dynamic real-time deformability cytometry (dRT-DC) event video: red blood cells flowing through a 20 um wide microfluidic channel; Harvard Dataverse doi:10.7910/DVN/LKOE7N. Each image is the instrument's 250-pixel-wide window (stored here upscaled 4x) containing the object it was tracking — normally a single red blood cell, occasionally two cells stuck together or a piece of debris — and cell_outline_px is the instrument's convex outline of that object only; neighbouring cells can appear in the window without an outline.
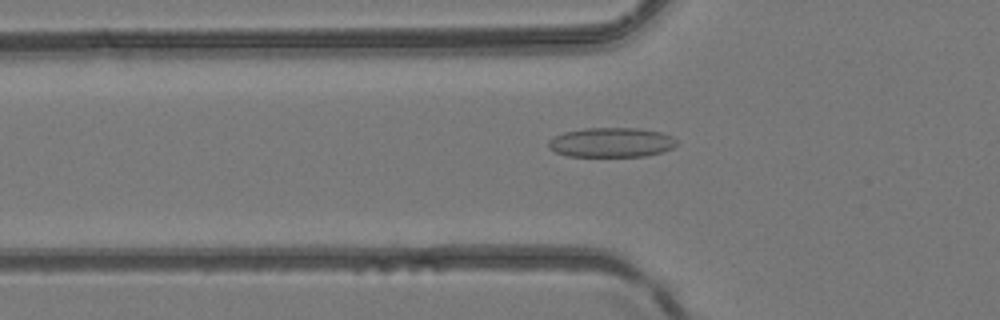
{"species": "common noctule bat (a hibernating species)", "species_latin": "Nyctalus noctula", "temperature_condition": "room temperature", "stored_images_in_passage": 48, "camera_frame_rate_fps": 3000, "um_per_image_px": 0.085, "animal": {"sex": "female", "body_mass_g": 24.6, "forearm_length_mm": 56.2}, "frame": {"image": 1, "passage_image": 17, "time_ms": 5.333, "image_size_px": [1000, 320], "cell_outline_px": [[676, 144], [672, 148], [664, 152], [644, 156], [568, 156], [556, 152], [548, 148], [548, 140], [564, 132], [584, 128], [636, 128], [660, 132], [672, 136], [676, 140]], "centroid_in_image_um": [51.96, 12.11], "position_along_channel_um": 73.8, "area_um2": 22.08}}
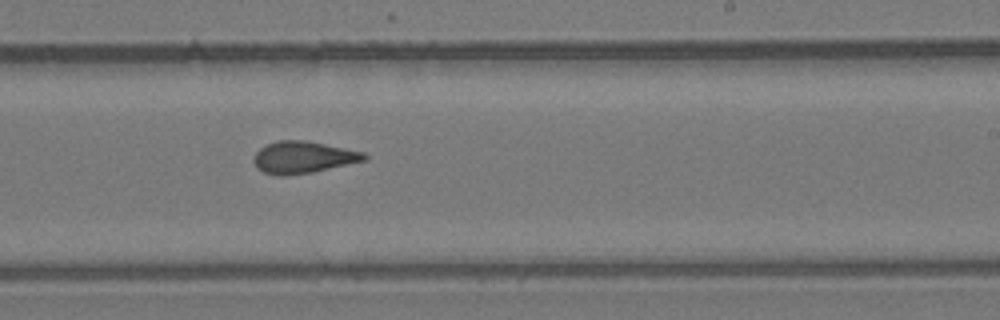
{"frame": {"image": 2, "passage_image": 30, "time_ms": 9.667, "image_size_px": [1000, 320], "cell_outline_px": [[368, 160], [312, 172], [284, 176], [280, 176], [264, 172], [256, 168], [252, 160], [256, 152], [260, 148], [276, 140], [304, 140], [364, 152], [368, 156]], "centroid_in_image_um": [25.75, 13.37], "position_along_channel_um": 263.2, "area_um2": 20.58}}
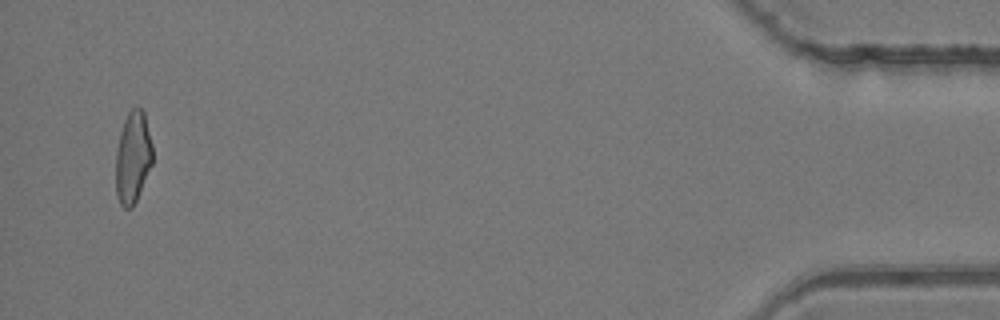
{"frame": {"image": 3, "passage_image": 47, "time_ms": 15.333, "image_size_px": [1000, 320], "cell_outline_px": [[152, 164], [136, 200], [132, 208], [124, 208], [120, 204], [116, 192], [116, 148], [120, 132], [124, 120], [128, 112], [136, 104], [144, 112], [152, 144]], "centroid_in_image_um": [11.28, 13.34], "position_along_channel_um": 423.9, "area_um2": 19.71}}